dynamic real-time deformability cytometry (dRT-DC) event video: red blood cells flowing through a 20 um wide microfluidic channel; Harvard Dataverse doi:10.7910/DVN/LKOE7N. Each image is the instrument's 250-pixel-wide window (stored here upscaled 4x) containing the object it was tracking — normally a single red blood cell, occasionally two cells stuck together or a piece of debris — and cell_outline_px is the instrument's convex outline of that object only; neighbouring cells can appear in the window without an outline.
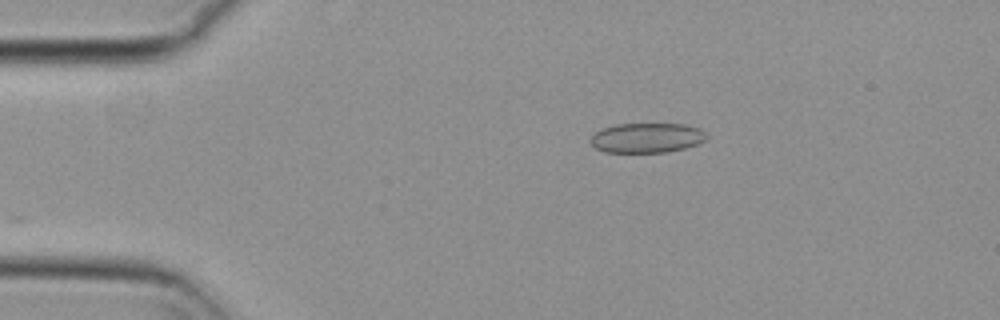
{"species": "common noctule bat (a hibernating species)", "species_latin": "Nyctalus noctula", "temperature_condition": "cold", "stored_images_in_passage": 38, "camera_frame_rate_fps": 3000, "um_per_image_px": 0.085, "animal": {"sex": "female", "body_mass_g": 29.2, "forearm_length_mm": 56.3}, "frame": {"image": 1, "passage_image": 1, "time_ms": 0.0, "image_size_px": [1000, 320], "cell_outline_px": [[708, 136], [704, 140], [696, 144], [684, 148], [668, 152], [604, 152], [596, 148], [588, 140], [596, 132], [604, 128], [616, 124], [684, 124], [700, 128]], "centroid_in_image_um": [54.97, 11.71], "position_along_channel_um": 30.0, "area_um2": 20.06}}
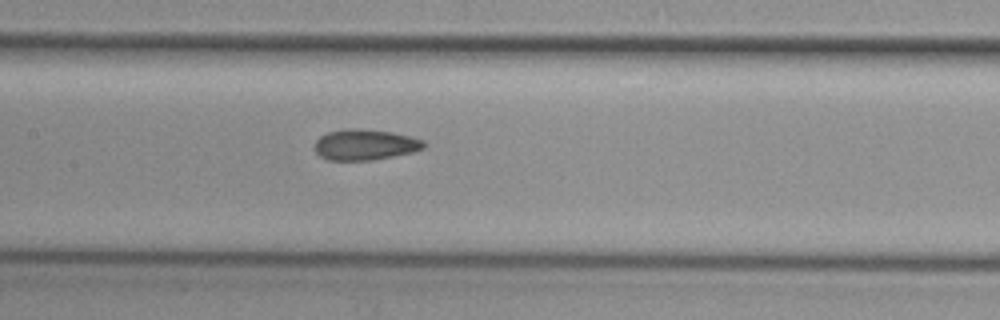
{"frame": {"image": 2, "passage_image": 17, "time_ms": 5.333, "image_size_px": [1000, 320], "cell_outline_px": [[428, 144], [424, 148], [412, 152], [372, 160], [328, 160], [320, 156], [316, 152], [316, 140], [320, 136], [328, 132], [348, 128], [356, 128], [392, 132], [412, 136], [424, 140]], "centroid_in_image_um": [31.07, 12.29], "position_along_channel_um": 176.3, "area_um2": 19.59}}
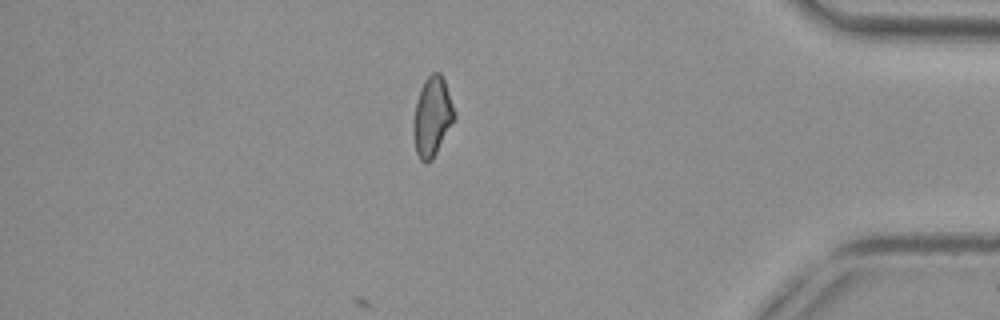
{"frame": {"image": 3, "passage_image": 38, "time_ms": 12.333, "image_size_px": [1000, 320], "cell_outline_px": [[456, 116], [432, 160], [424, 164], [420, 160], [416, 152], [412, 132], [412, 124], [416, 104], [420, 88], [424, 80], [432, 72], [440, 72], [444, 80], [456, 112]], "centroid_in_image_um": [36.72, 9.92], "position_along_channel_um": 398.5, "area_um2": 19.02}, "authors_computed_cell_mechanics": {"area_um2": 19.363, "velocity_mm_per_s": 3.7157, "shape_relaxation_time_tau1_ms": null, "shape_relaxation_time_tau2_ms": 2.8807, "deformation_change_tau1": null, "deformation_change_tau2": 0.096}}